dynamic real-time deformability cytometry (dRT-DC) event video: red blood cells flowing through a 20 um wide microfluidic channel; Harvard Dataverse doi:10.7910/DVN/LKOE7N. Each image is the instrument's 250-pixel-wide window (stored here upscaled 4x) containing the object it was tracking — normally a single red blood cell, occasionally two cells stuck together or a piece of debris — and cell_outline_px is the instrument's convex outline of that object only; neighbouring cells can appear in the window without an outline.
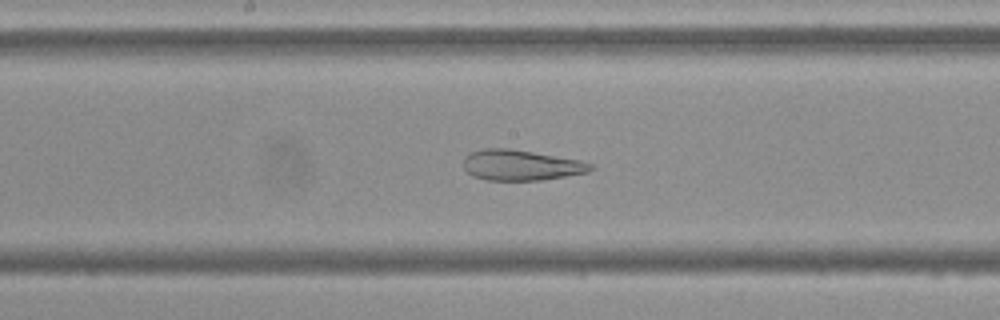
{"species": "Egyptian fruit bat (a non-hibernating species)", "species_latin": "Rousettus aegyptiacus", "temperature_condition": "cold", "stored_images_in_passage": 54, "camera_frame_rate_fps": 3000, "um_per_image_px": 0.085, "frame": {"image": 1, "passage_image": 28, "time_ms": 9.0, "image_size_px": [1000, 320], "cell_outline_px": [[596, 168], [588, 172], [540, 180], [488, 180], [472, 176], [464, 168], [464, 156], [472, 152], [484, 148], [508, 148], [580, 160], [596, 164]], "centroid_in_image_um": [44.31, 14.04], "position_along_channel_um": 203.9, "area_um2": 22.6}}
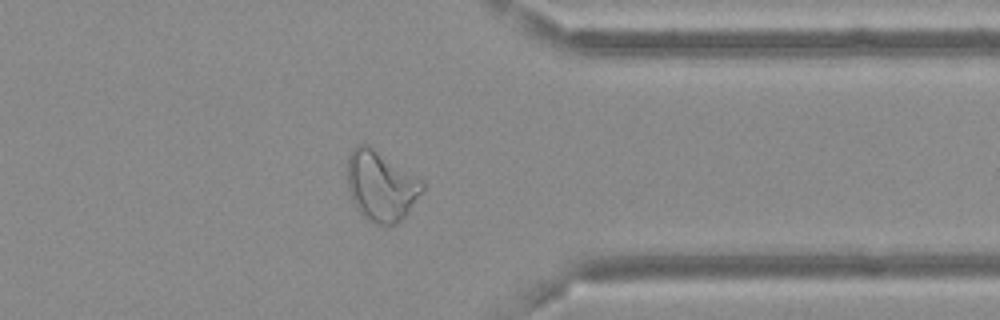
{"frame": {"image": 2, "passage_image": 43, "time_ms": 14.0, "image_size_px": [1000, 320], "cell_outline_px": [[424, 188], [404, 220], [396, 224], [376, 224], [368, 220], [356, 208], [348, 188], [348, 156], [352, 148], [356, 144], [372, 144], [420, 180], [424, 184]], "centroid_in_image_um": [32.38, 15.78], "position_along_channel_um": 379.0, "area_um2": 30.81}}
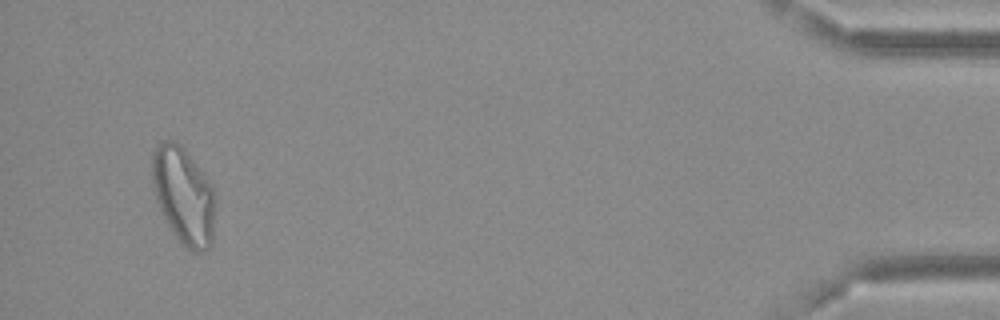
{"frame": {"image": 3, "passage_image": 52, "time_ms": 17.0, "image_size_px": [1000, 320], "cell_outline_px": [[216, 196], [212, 244], [204, 252], [192, 252], [172, 232], [156, 200], [152, 184], [152, 152], [156, 144], [160, 140], [172, 140], [180, 144], [184, 148], [212, 184]], "centroid_in_image_um": [15.62, 16.6], "position_along_channel_um": 419.6, "area_um2": 36.01}}